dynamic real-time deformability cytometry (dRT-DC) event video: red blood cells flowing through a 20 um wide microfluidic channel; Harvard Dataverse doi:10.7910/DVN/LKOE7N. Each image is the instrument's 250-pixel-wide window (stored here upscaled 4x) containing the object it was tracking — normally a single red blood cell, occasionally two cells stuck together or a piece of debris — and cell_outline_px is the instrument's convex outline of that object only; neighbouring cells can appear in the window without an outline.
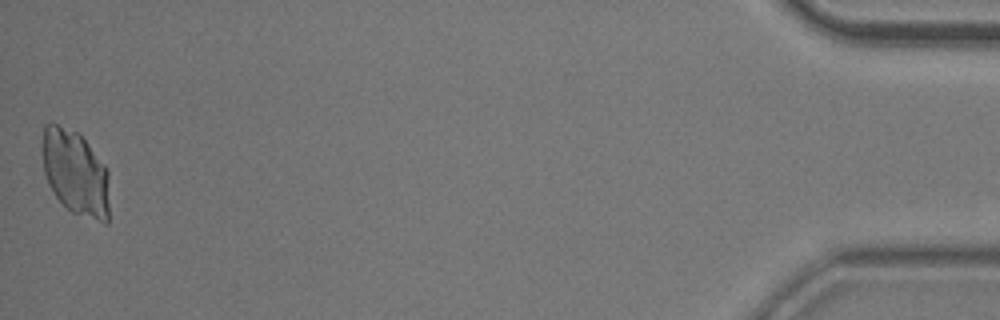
{"species": "common noctule bat (a hibernating species)", "species_latin": "Nyctalus noctula", "temperature_condition": "room temperature", "stored_images_in_passage": 55, "camera_frame_rate_fps": 3000, "um_per_image_px": 0.085, "animal": {"sex": "male", "body_mass_g": 20.5, "forearm_length_mm": 52.5}, "frame": {"image": 1, "passage_image": 55, "time_ms": 18.0, "image_size_px": [1000, 320], "cell_outline_px": [[108, 224], [104, 224], [72, 212], [56, 196], [48, 184], [44, 172], [44, 124], [56, 124], [80, 132], [108, 168]], "centroid_in_image_um": [6.46, 14.69], "position_along_channel_um": 428.7, "area_um2": 33.29}}